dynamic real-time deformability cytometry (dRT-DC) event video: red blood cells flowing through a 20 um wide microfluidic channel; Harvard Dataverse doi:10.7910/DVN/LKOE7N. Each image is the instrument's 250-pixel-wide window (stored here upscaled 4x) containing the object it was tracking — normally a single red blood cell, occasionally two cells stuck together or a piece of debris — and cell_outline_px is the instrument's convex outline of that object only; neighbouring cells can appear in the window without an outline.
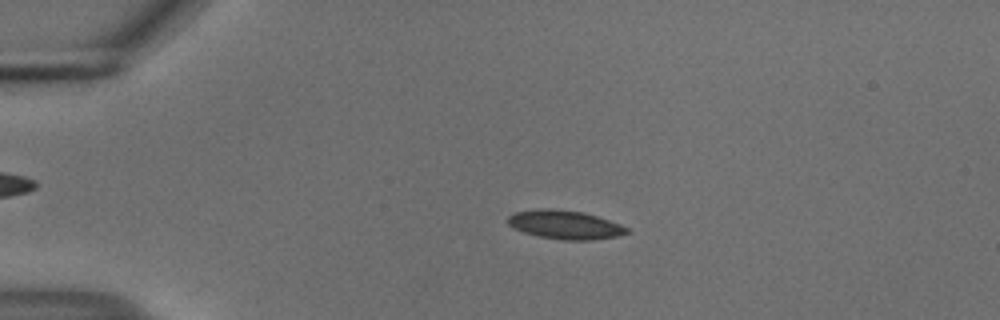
{"species": "common noctule bat (a hibernating species)", "species_latin": "Nyctalus noctula", "temperature_condition": "cold", "stored_images_in_passage": 51, "camera_frame_rate_fps": 3000, "um_per_image_px": 0.085, "animal": {"sex": "male", "body_mass_g": 18.8}, "frame": {"image": 1, "passage_image": 9, "time_ms": 2.667, "image_size_px": [1000, 320], "cell_outline_px": [[632, 232], [616, 236], [592, 240], [564, 240], [540, 236], [524, 232], [512, 228], [508, 224], [508, 216], [516, 212], [540, 208], [552, 208], [584, 212], [620, 224], [628, 228]], "centroid_in_image_um": [48.03, 19.09], "position_along_channel_um": 37.0, "area_um2": 19.88}}
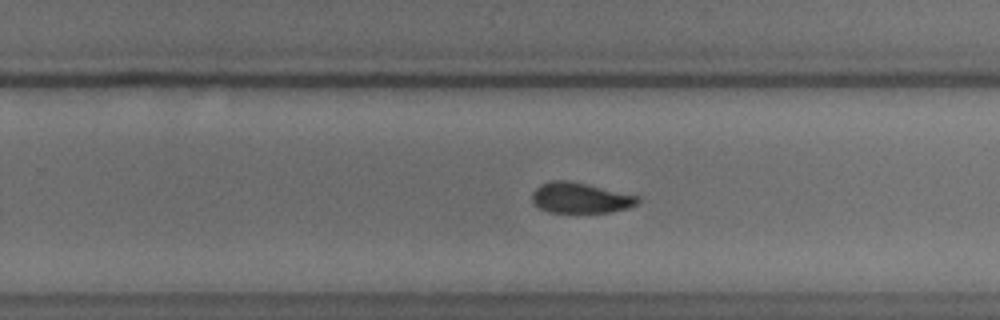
{"frame": {"image": 2, "passage_image": 32, "time_ms": 10.333, "image_size_px": [1000, 320], "cell_outline_px": [[640, 200], [636, 204], [628, 208], [612, 212], [548, 212], [540, 208], [532, 200], [532, 192], [540, 184], [552, 180], [568, 180], [640, 196]], "centroid_in_image_um": [49.33, 16.82], "position_along_channel_um": 280.5, "area_um2": 18.73}}
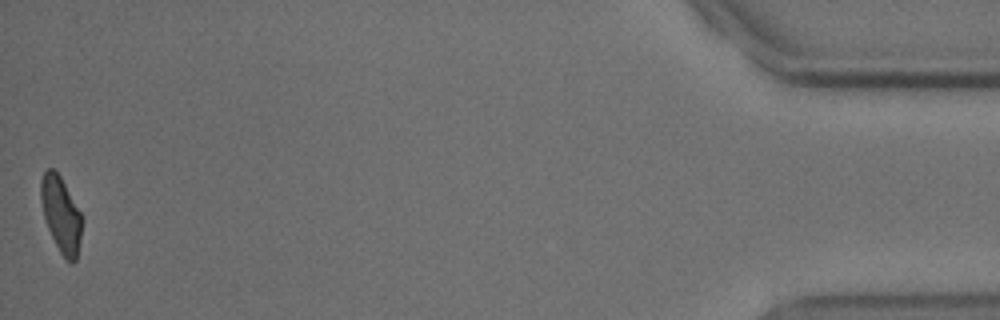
{"frame": {"image": 3, "passage_image": 51, "time_ms": 16.667, "image_size_px": [1000, 320], "cell_outline_px": [[84, 220], [76, 260], [72, 264], [60, 252], [48, 228], [44, 216], [40, 200], [40, 180], [44, 172], [48, 168], [52, 168], [60, 176], [80, 212]], "centroid_in_image_um": [5.19, 18.22], "position_along_channel_um": 430.0, "area_um2": 17.98}, "authors_computed_cell_mechanics": {"area_um2": 19.4786, "velocity_mm_per_s": 3.7257, "shape_relaxation_time_tau1_ms": 2.9657, "shape_relaxation_time_tau2_ms": 1.9762, "deformation_change_tau1": 0.1374, "deformation_change_tau2": 0.0727}}